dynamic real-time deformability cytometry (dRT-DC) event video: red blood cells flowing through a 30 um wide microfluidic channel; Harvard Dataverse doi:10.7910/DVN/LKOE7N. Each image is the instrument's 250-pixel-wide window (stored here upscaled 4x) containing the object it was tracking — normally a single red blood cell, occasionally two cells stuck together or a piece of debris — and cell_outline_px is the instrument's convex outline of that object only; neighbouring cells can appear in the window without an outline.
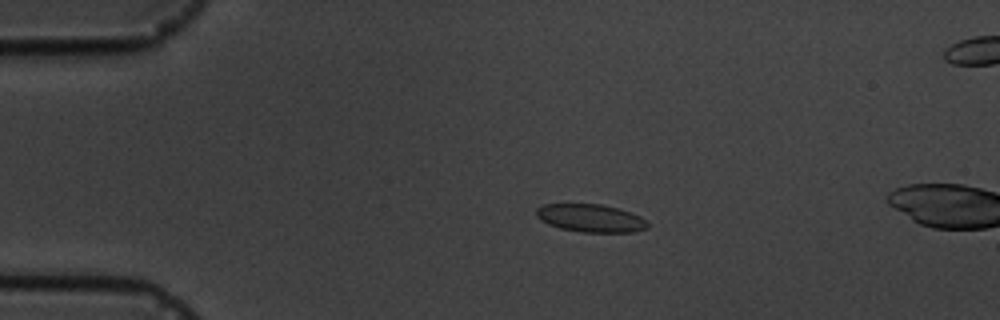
{"species": "common noctule bat (a hibernating species)", "species_latin": "Nyctalus noctula", "temperature_condition": "cold", "stored_images_in_passage": 4, "camera_frame_rate_fps": 3000, "um_per_image_px": 0.085, "animal": {"sex": "male", "body_mass_g": 19.5, "forearm_length_mm": 54.6}, "frame": {"image": 1, "passage_image": 3, "time_ms": 2.333, "image_size_px": [1000, 320], "cell_outline_px": [[648, 228], [636, 232], [580, 232], [560, 228], [548, 224], [540, 220], [536, 216], [536, 208], [544, 204], [600, 204], [620, 208], [632, 212], [648, 220]], "centroid_in_image_um": [50.24, 18.54], "position_along_channel_um": 34.8, "area_um2": 18.38}}